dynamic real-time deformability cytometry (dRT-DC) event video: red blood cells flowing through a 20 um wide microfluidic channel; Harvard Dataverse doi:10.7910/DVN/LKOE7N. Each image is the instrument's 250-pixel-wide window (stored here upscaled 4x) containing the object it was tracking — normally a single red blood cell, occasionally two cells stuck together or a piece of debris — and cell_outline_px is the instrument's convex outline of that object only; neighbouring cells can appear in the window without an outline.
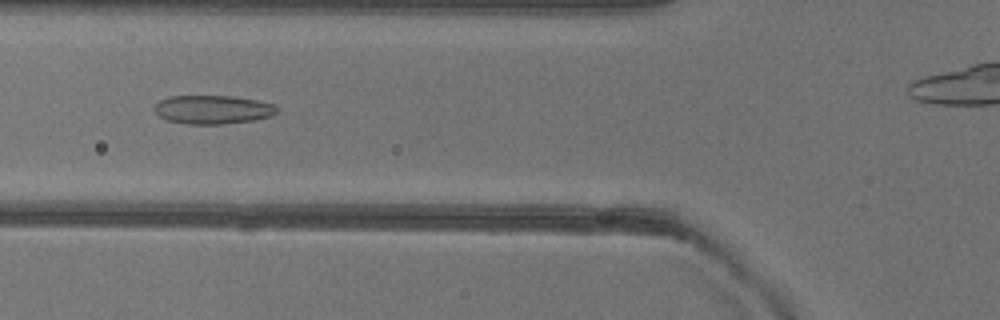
{"species": "common noctule bat (a hibernating species)", "species_latin": "Nyctalus noctula", "temperature_condition": "warm", "stored_images_in_passage": 45, "camera_frame_rate_fps": 3000, "um_per_image_px": 0.085, "animal": {"sex": "female"}, "frame": {"image": 1, "passage_image": 19, "time_ms": 6.0, "image_size_px": [1000, 320], "cell_outline_px": [[280, 108], [272, 116], [252, 120], [220, 124], [188, 124], [168, 120], [160, 116], [156, 112], [156, 104], [160, 100], [168, 96], [232, 96], [256, 100], [272, 104]], "centroid_in_image_um": [18.1, 9.31], "position_along_channel_um": 107.7, "area_um2": 20.23}}
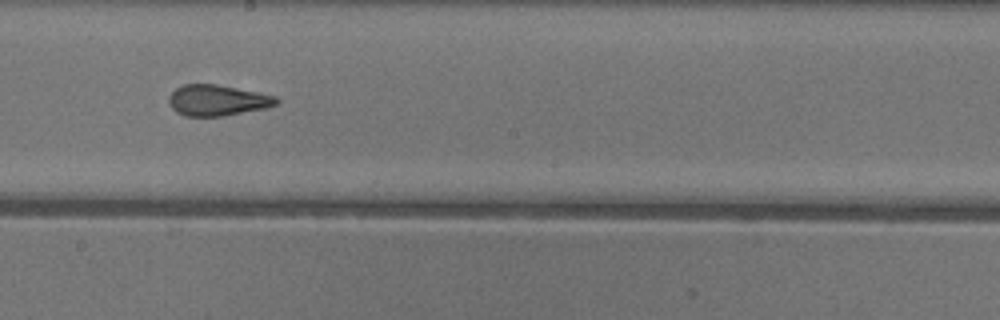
{"frame": {"image": 2, "passage_image": 28, "time_ms": 9.0, "image_size_px": [1000, 320], "cell_outline_px": [[280, 100], [276, 104], [264, 108], [220, 116], [184, 116], [176, 112], [172, 108], [168, 100], [168, 96], [176, 88], [184, 84], [216, 84], [276, 96]], "centroid_in_image_um": [18.43, 8.52], "position_along_channel_um": 229.8, "area_um2": 19.13}}
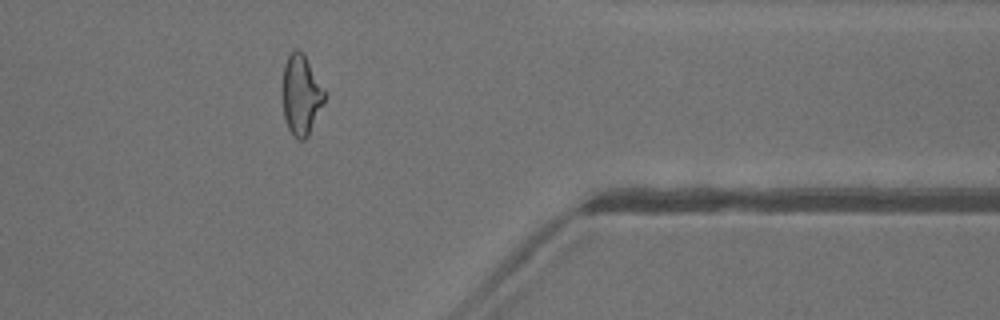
{"frame": {"image": 3, "passage_image": 41, "time_ms": 13.333, "image_size_px": [1000, 320], "cell_outline_px": [[324, 100], [308, 136], [304, 140], [296, 140], [292, 136], [288, 128], [284, 116], [280, 88], [284, 64], [288, 56], [296, 48], [304, 52], [324, 88]], "centroid_in_image_um": [25.55, 8.04], "position_along_channel_um": 385.9, "area_um2": 20.06}, "authors_computed_cell_mechanics": {"area_um2": 20.519, "velocity_mm_per_s": 4.0474, "shape_relaxation_time_tau1_ms": null, "shape_relaxation_time_tau2_ms": 1.4474, "deformation_change_tau1": null, "deformation_change_tau2": 0.095}}